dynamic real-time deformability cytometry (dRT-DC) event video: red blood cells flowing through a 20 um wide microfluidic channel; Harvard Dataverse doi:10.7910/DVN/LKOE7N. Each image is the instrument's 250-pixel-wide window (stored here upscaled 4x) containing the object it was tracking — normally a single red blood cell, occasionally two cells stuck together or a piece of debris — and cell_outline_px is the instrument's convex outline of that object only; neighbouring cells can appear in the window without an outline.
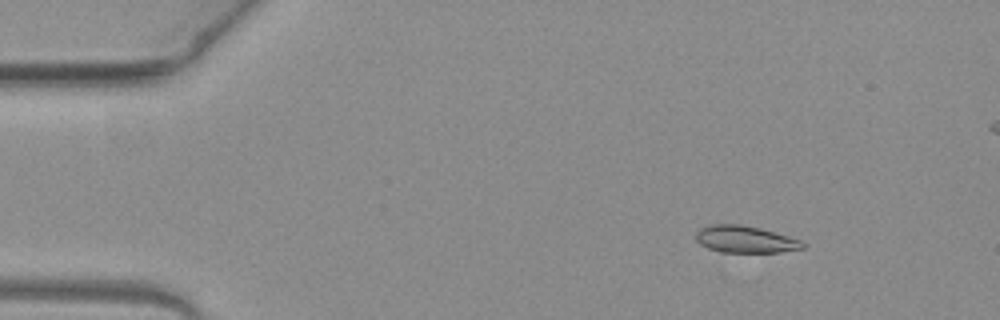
{"species": "common noctule bat (a hibernating species)", "species_latin": "Nyctalus noctula", "temperature_condition": "warm", "stored_images_in_passage": 52, "segment_of_instrument_passage": [1, 2], "camera_frame_rate_fps": 3000, "um_per_image_px": 0.085, "animal": {"sex": "female", "body_mass_g": 19.3, "forearm_length_mm": 54.1}, "frame": {"image": 1, "passage_image": 7, "time_ms": 2.0, "image_size_px": [1000, 320], "cell_outline_px": [[808, 244], [804, 248], [780, 252], [720, 252], [708, 248], [700, 244], [696, 240], [696, 232], [700, 228], [712, 224], [740, 224], [760, 228], [788, 236], [800, 240]], "centroid_in_image_um": [63.35, 20.34], "position_along_channel_um": 21.7, "area_um2": 16.82}}
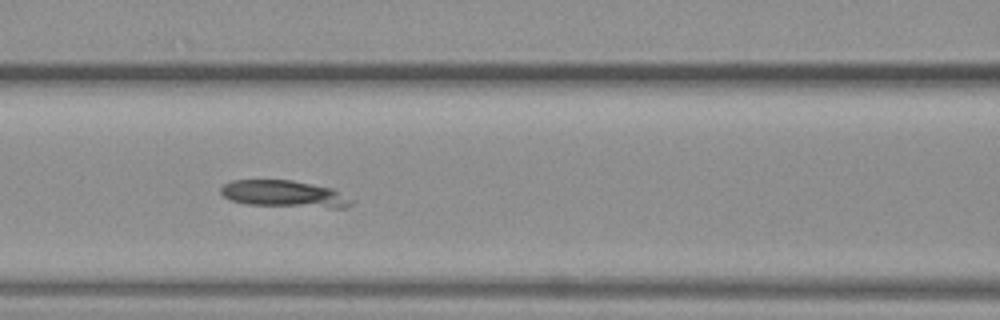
{"frame": {"image": 2, "passage_image": 22, "time_ms": 7.0, "image_size_px": [1000, 320], "cell_outline_px": [[356, 200], [352, 204], [344, 208], [332, 208], [248, 204], [232, 200], [224, 196], [220, 192], [220, 188], [224, 184], [232, 180], [292, 180], [332, 188]], "centroid_in_image_um": [24.21, 16.48], "position_along_channel_um": 142.4, "area_um2": 20.46}}
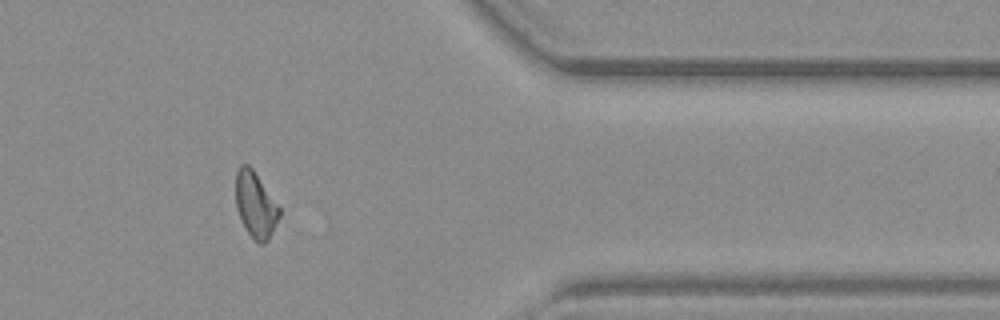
{"frame": {"image": 3, "passage_image": 42, "time_ms": 13.667, "image_size_px": [1000, 320], "cell_outline_px": [[280, 216], [268, 240], [264, 244], [260, 244], [248, 232], [240, 220], [236, 208], [236, 172], [240, 164], [248, 164], [252, 168], [280, 208]], "centroid_in_image_um": [21.7, 17.4], "position_along_channel_um": 389.7, "area_um2": 16.53}}